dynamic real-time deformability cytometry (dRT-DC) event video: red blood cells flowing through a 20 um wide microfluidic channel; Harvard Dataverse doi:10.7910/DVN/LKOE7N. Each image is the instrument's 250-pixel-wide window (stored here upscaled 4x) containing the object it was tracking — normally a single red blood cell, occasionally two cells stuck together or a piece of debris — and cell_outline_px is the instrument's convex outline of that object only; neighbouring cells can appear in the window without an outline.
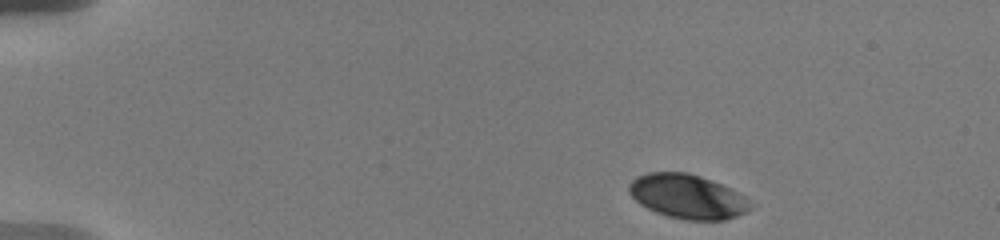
{"species": "human", "species_latin": "Homo sapiens", "temperature_condition": "warm", "stored_images_in_passage": 9, "camera_frame_rate_fps": 3000, "um_per_image_px": 0.085, "donor": {"sex": "male"}, "frame": {"image": 1, "passage_image": 1, "time_ms": 0.0, "image_size_px": [1000, 240], "cell_outline_px": [[752, 208], [748, 212], [724, 220], [684, 220], [668, 216], [656, 212], [640, 204], [628, 192], [628, 184], [636, 176], [648, 172], [688, 172], [712, 180], [732, 188], [744, 196], [748, 200]], "centroid_in_image_um": [58.44, 16.69], "position_along_channel_um": 26.6, "area_um2": 31.5}}
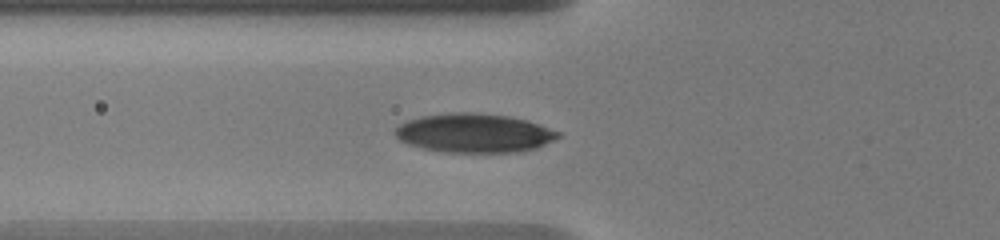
{"frame": {"image": 2, "passage_image": 6, "time_ms": 4.333, "image_size_px": [1000, 240], "cell_outline_px": [[560, 136], [536, 148], [516, 152], [444, 152], [424, 148], [408, 144], [400, 140], [392, 132], [400, 124], [408, 120], [420, 116], [452, 112], [472, 112], [508, 116], [528, 120], [560, 132]], "centroid_in_image_um": [40.28, 11.3], "position_along_channel_um": 85.5, "area_um2": 36.93}}
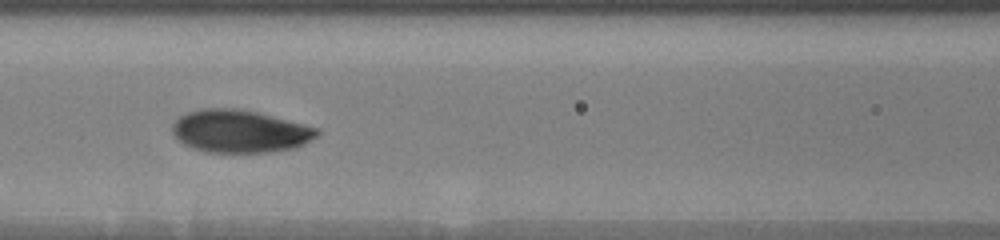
{"frame": {"image": 3, "passage_image": 8, "time_ms": 6.0, "image_size_px": [1000, 240], "cell_outline_px": [[320, 132], [316, 136], [304, 144], [296, 148], [272, 152], [208, 152], [184, 144], [172, 132], [172, 124], [180, 116], [188, 112], [200, 108], [236, 108], [256, 112], [320, 128]], "centroid_in_image_um": [20.41, 11.15], "position_along_channel_um": 146.2, "area_um2": 35.84}}